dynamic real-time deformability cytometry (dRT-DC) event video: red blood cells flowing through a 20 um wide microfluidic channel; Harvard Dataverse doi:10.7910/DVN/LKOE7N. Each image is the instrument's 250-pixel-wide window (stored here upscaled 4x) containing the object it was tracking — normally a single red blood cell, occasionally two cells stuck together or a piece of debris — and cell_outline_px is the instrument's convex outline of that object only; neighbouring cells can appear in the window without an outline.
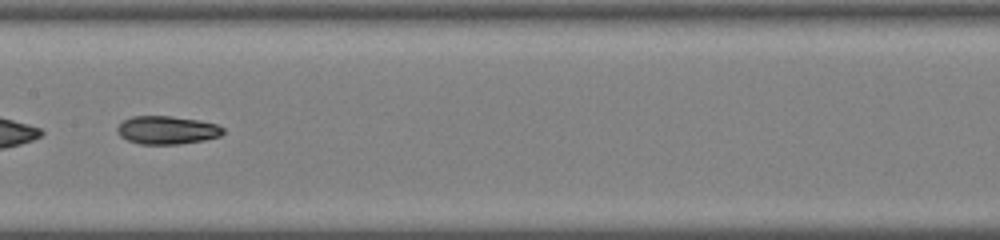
{"species": "common noctule bat (a hibernating species)", "species_latin": "Nyctalus noctula", "temperature_condition": "warm", "stored_images_in_passage": 28, "camera_frame_rate_fps": 3000, "um_per_image_px": 0.085, "animal": {"sex": "male", "body_mass_g": 19.0, "forearm_length_mm": 50.8}, "frame": {"image": 1, "passage_image": 9, "time_ms": 2.667, "image_size_px": [1000, 240], "cell_outline_px": [[224, 132], [220, 136], [204, 140], [176, 144], [140, 144], [128, 140], [120, 136], [116, 128], [124, 120], [132, 116], [172, 116], [200, 120], [216, 124], [224, 128]], "centroid_in_image_um": [14.21, 11.05], "position_along_channel_um": 193.2, "area_um2": 17.34}}